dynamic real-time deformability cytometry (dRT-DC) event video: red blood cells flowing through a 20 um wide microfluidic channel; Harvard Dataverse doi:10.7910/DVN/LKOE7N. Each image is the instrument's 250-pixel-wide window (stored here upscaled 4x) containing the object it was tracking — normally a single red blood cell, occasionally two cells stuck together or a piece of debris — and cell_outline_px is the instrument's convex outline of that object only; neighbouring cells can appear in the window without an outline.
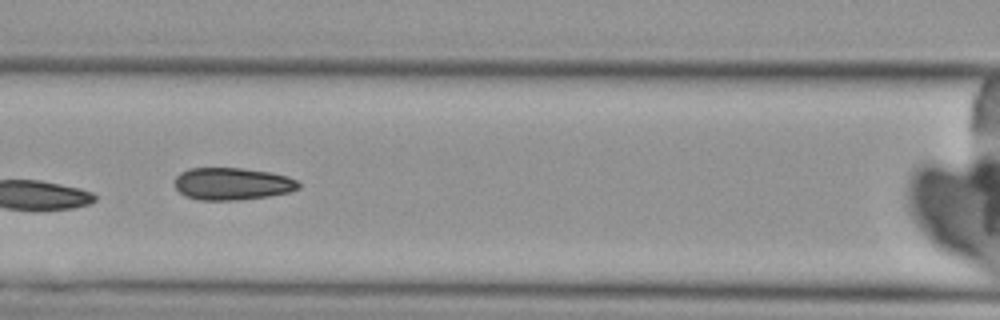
{"species": "Egyptian fruit bat (a non-hibernating species)", "species_latin": "Rousettus aegyptiacus", "temperature_condition": "cold", "stored_images_in_passage": 6, "camera_frame_rate_fps": 3000, "um_per_image_px": 0.085, "animal": {"sex": "female"}, "frame": {"image": 1, "passage_image": 3, "time_ms": 2.333, "image_size_px": [1000, 320], "cell_outline_px": [[300, 188], [288, 192], [268, 196], [240, 200], [200, 200], [184, 196], [176, 188], [176, 176], [180, 172], [188, 168], [244, 168], [272, 172], [288, 176], [296, 180], [300, 184]], "centroid_in_image_um": [19.75, 15.62], "position_along_channel_um": 146.9, "area_um2": 23.47}}
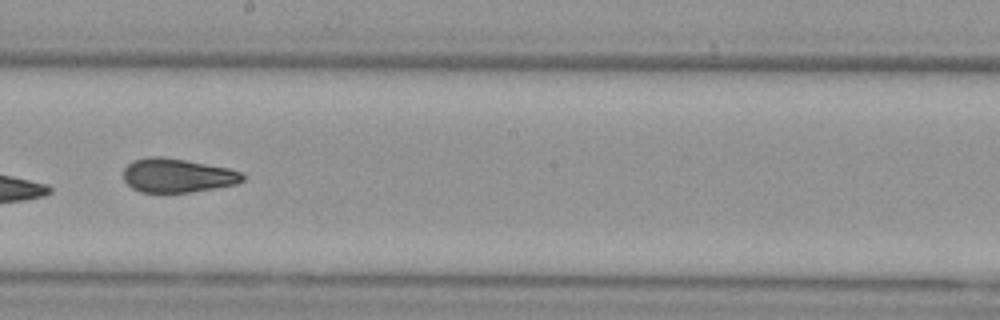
{"frame": {"image": 2, "passage_image": 5, "time_ms": 4.667, "image_size_px": [1000, 320], "cell_outline_px": [[244, 180], [236, 184], [188, 192], [140, 192], [132, 188], [124, 180], [124, 168], [132, 160], [148, 156], [160, 156], [184, 160], [228, 168], [240, 172], [244, 176]], "centroid_in_image_um": [15.03, 14.91], "position_along_channel_um": 233.2, "area_um2": 23.35}}
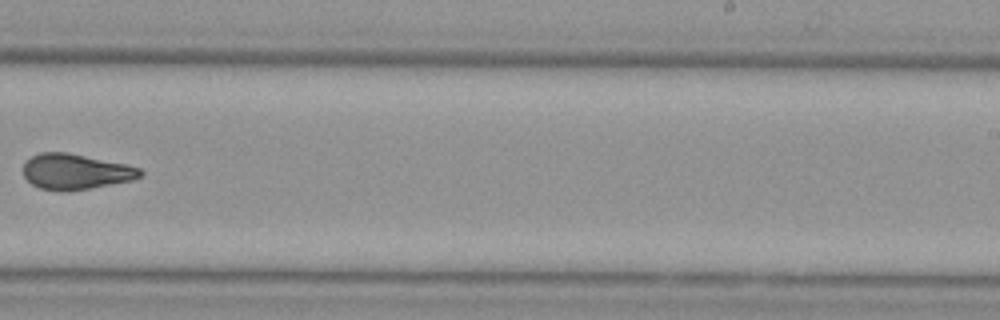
{"frame": {"image": 3, "passage_image": 6, "time_ms": 6.0, "image_size_px": [1000, 320], "cell_outline_px": [[144, 172], [140, 176], [132, 180], [88, 188], [64, 192], [40, 188], [32, 184], [24, 176], [24, 164], [32, 156], [40, 152], [68, 152], [128, 164], [140, 168]], "centroid_in_image_um": [6.44, 14.58], "position_along_channel_um": 282.6, "area_um2": 24.16}}